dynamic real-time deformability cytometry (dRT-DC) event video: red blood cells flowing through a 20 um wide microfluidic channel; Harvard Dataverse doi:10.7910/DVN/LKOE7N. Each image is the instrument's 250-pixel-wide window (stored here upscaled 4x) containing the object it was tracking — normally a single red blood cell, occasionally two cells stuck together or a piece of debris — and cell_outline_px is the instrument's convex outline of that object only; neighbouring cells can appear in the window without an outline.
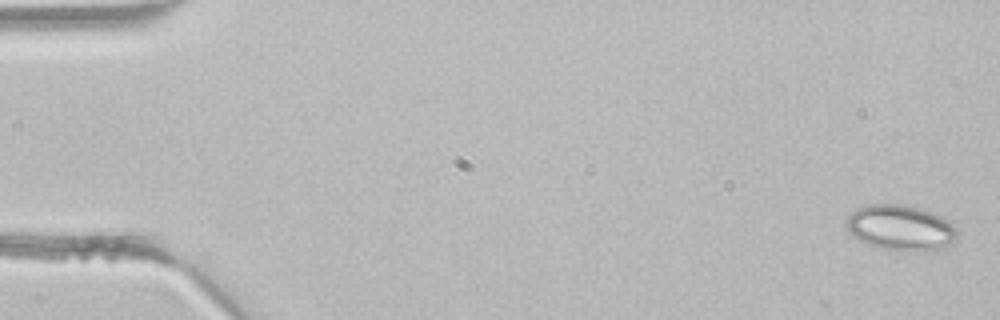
{"species": "common noctule bat (a hibernating species)", "species_latin": "Nyctalus noctula", "temperature_condition": "room temperature", "stored_images_in_passage": 38, "camera_frame_rate_fps": 3000, "um_per_image_px": 0.085, "animal": {"sex": "male", "body_mass_g": 21.5, "forearm_length_mm": 52.0}, "frame": {"image": 1, "passage_image": 1, "time_ms": 0.0, "image_size_px": [1000, 320], "cell_outline_px": [[956, 236], [944, 248], [936, 252], [908, 252], [884, 248], [868, 244], [852, 236], [848, 232], [844, 224], [848, 216], [852, 212], [860, 208], [872, 204], [904, 204], [920, 208], [932, 212], [948, 220], [956, 228]], "centroid_in_image_um": [76.55, 19.38], "position_along_channel_um": 8.4, "area_um2": 29.65}}
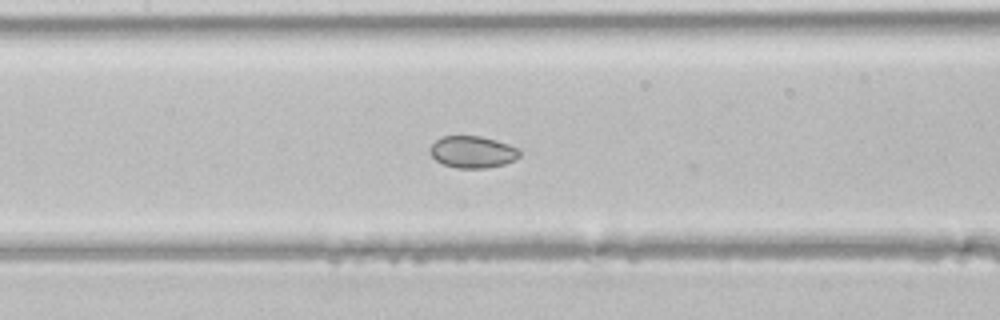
{"frame": {"image": 2, "passage_image": 20, "time_ms": 6.333, "image_size_px": [1000, 320], "cell_outline_px": [[520, 156], [504, 164], [488, 168], [456, 168], [444, 164], [436, 160], [428, 152], [432, 144], [440, 136], [480, 136], [496, 140], [520, 148]], "centroid_in_image_um": [40.16, 12.91], "position_along_channel_um": 167.2, "area_um2": 16.7}}
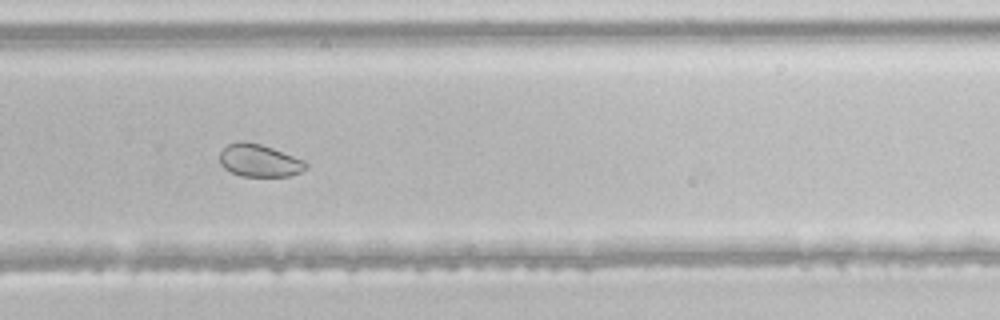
{"frame": {"image": 3, "passage_image": 29, "time_ms": 9.333, "image_size_px": [1000, 320], "cell_outline_px": [[308, 168], [292, 176], [240, 176], [224, 168], [220, 164], [220, 152], [228, 144], [240, 140], [244, 140], [260, 144], [272, 148], [304, 160], [308, 164]], "centroid_in_image_um": [22.04, 13.65], "position_along_channel_um": 307.8, "area_um2": 16.42}}